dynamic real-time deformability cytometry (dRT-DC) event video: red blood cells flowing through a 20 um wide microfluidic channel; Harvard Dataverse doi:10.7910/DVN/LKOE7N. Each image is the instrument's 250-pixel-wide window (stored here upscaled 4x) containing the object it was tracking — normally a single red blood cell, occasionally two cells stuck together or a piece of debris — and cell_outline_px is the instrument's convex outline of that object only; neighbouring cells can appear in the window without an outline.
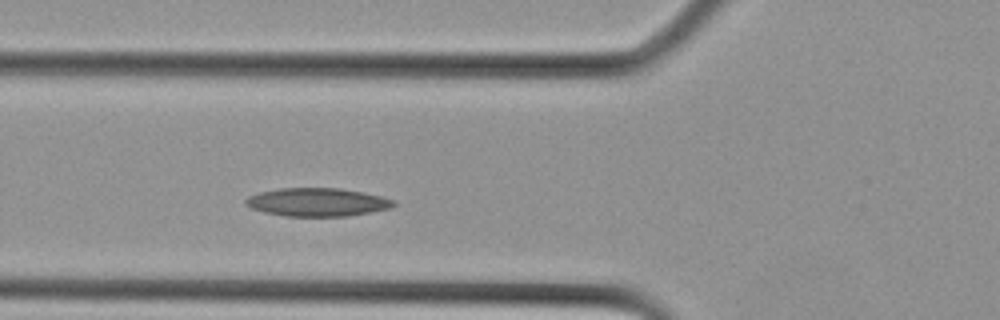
{"species": "Egyptian fruit bat (a non-hibernating species)", "species_latin": "Rousettus aegyptiacus", "temperature_condition": "cold", "stored_images_in_passage": 6, "camera_frame_rate_fps": 3000, "um_per_image_px": 0.085, "animal": {"sex": "female"}, "frame": {"image": 1, "passage_image": 6, "time_ms": 1.667, "image_size_px": [1000, 320], "cell_outline_px": [[396, 204], [392, 208], [348, 216], [284, 216], [264, 212], [252, 208], [244, 204], [244, 200], [248, 196], [260, 192], [280, 188], [340, 188], [364, 192], [396, 200]], "centroid_in_image_um": [26.98, 17.18], "position_along_channel_um": 98.8, "area_um2": 24.51}}